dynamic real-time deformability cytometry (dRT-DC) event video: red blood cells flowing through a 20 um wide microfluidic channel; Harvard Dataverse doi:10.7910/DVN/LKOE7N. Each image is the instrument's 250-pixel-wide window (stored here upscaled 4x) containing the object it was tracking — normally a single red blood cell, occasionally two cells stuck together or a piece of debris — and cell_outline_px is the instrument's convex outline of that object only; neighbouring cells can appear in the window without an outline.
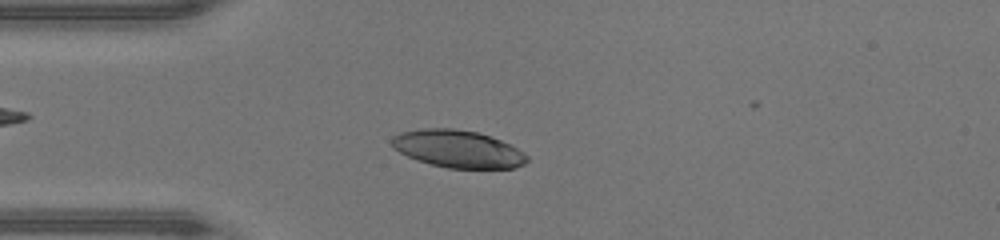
{"species": "human", "species_latin": "Homo sapiens", "temperature_condition": "warm", "stored_images_in_passage": 42, "camera_frame_rate_fps": 3000, "um_per_image_px": 0.085, "donor": {"sex": "male"}, "frame": {"image": 1, "passage_image": 7, "time_ms": 2.0, "image_size_px": [1000, 240], "cell_outline_px": [[528, 160], [524, 164], [512, 168], [448, 168], [432, 164], [408, 156], [400, 152], [392, 144], [392, 136], [400, 132], [424, 128], [452, 128], [476, 132], [500, 140], [524, 152], [528, 156]], "centroid_in_image_um": [38.93, 12.65], "position_along_channel_um": 46.1, "area_um2": 29.07}}
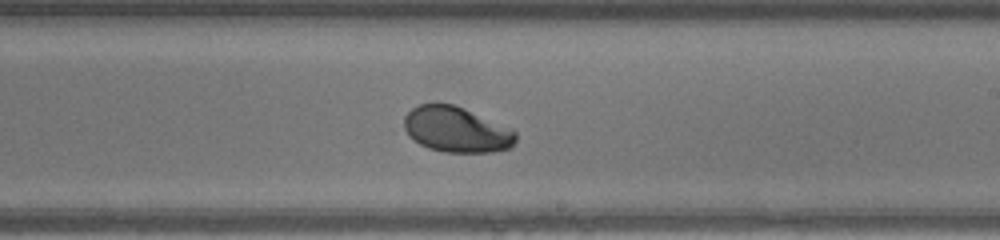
{"frame": {"image": 2, "passage_image": 22, "time_ms": 7.0, "image_size_px": [1000, 240], "cell_outline_px": [[516, 140], [512, 148], [492, 152], [444, 152], [428, 148], [420, 144], [408, 136], [404, 128], [404, 116], [412, 108], [420, 104], [452, 104], [464, 108], [512, 128], [516, 132]], "centroid_in_image_um": [38.81, 11.02], "position_along_channel_um": 250.2, "area_um2": 29.77}}
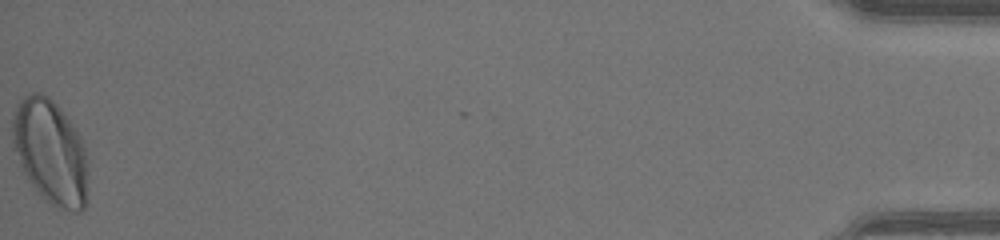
{"frame": {"image": 3, "passage_image": 42, "time_ms": 13.667, "image_size_px": [1000, 240], "cell_outline_px": [[88, 176], [84, 208], [80, 212], [72, 212], [56, 208], [32, 184], [20, 168], [12, 148], [12, 116], [20, 100], [24, 96], [32, 92], [40, 92], [48, 96], [60, 108], [80, 136], [84, 144], [88, 172]], "centroid_in_image_um": [4.27, 12.91], "position_along_channel_um": 430.9, "area_um2": 46.18}, "authors_computed_cell_mechanics": {"area_um2": 30.4895, "velocity_mm_per_s": 4.3603, "shape_relaxation_time_tau1_ms": 2.7695, "shape_relaxation_time_tau2_ms": 1.3919, "deformation_change_tau1": 0.1729, "deformation_change_tau2": 0.0423}}